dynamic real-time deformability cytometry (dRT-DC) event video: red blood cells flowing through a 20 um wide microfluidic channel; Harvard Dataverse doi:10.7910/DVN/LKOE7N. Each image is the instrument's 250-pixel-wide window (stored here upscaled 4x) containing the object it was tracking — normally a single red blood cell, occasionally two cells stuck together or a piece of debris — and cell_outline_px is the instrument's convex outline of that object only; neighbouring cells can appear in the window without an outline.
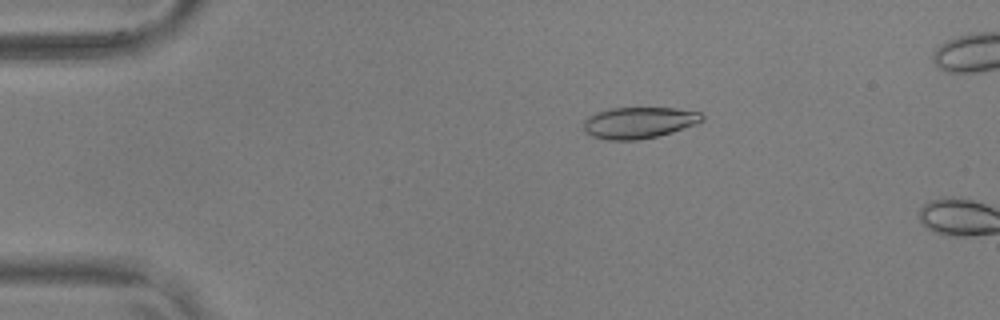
{"species": "common noctule bat (a hibernating species)", "species_latin": "Nyctalus noctula", "temperature_condition": "warm", "stored_images_in_passage": 13, "camera_frame_rate_fps": 3000, "um_per_image_px": 0.085, "animal": {"sex": "male", "body_mass_g": 17.9, "forearm_length_mm": 54.2}, "frame": {"image": 1, "passage_image": 11, "time_ms": 3.333, "image_size_px": [1000, 320], "cell_outline_px": [[704, 120], [696, 124], [660, 136], [636, 140], [608, 140], [592, 136], [584, 132], [584, 120], [588, 116], [596, 112], [608, 108], [676, 108], [700, 112], [704, 116]], "centroid_in_image_um": [54.3, 10.42], "position_along_channel_um": 30.7, "area_um2": 21.85}}